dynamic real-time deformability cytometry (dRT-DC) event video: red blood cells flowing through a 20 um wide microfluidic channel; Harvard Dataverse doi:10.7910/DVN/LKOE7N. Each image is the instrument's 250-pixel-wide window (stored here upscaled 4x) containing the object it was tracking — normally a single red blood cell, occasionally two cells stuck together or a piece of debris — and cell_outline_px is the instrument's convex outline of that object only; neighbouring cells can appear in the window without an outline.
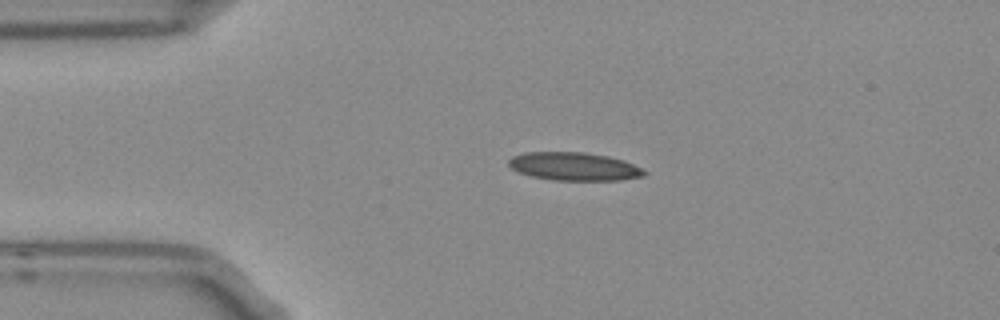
{"species": "Egyptian fruit bat (a non-hibernating species)", "species_latin": "Rousettus aegyptiacus", "temperature_condition": "room temperature", "stored_images_in_passage": 2, "camera_frame_rate_fps": 3000, "um_per_image_px": 0.085, "frame": {"image": 1, "passage_image": 1, "time_ms": 0.0, "image_size_px": [1000, 320], "cell_outline_px": [[648, 172], [644, 176], [620, 180], [556, 180], [532, 176], [520, 172], [512, 168], [508, 164], [508, 160], [512, 156], [524, 152], [584, 152], [608, 156], [624, 160]], "centroid_in_image_um": [48.8, 14.14], "position_along_channel_um": 36.2, "area_um2": 22.14}}